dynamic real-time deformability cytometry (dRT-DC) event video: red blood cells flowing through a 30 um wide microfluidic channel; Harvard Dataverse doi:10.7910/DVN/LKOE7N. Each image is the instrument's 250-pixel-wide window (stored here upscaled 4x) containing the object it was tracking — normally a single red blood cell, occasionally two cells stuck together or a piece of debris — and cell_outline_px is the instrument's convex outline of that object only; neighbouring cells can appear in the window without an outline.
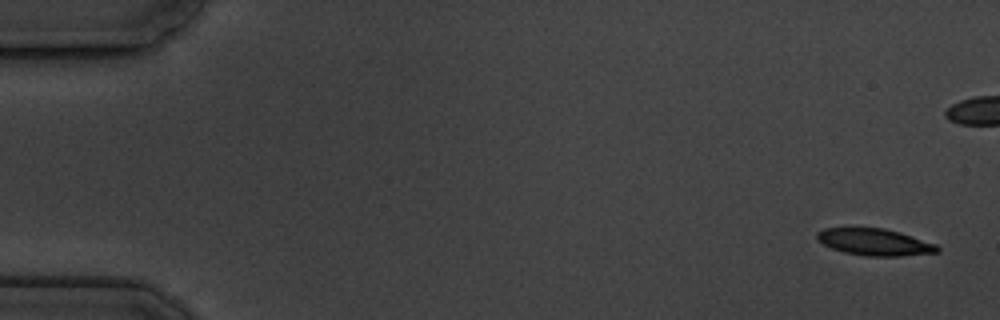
{"species": "common noctule bat (a hibernating species)", "species_latin": "Nyctalus noctula", "temperature_condition": "cold", "stored_images_in_passage": 5, "camera_frame_rate_fps": 3000, "um_per_image_px": 0.085, "animal": {"sex": "male", "body_mass_g": 19.5, "forearm_length_mm": 54.6}, "frame": {"image": 1, "passage_image": 1, "time_ms": 0.0, "image_size_px": [1000, 320], "cell_outline_px": [[940, 252], [900, 256], [864, 256], [844, 252], [832, 248], [816, 240], [816, 232], [824, 228], [884, 228], [900, 232], [936, 244], [940, 248]], "centroid_in_image_um": [74.34, 20.58], "position_along_channel_um": 10.7, "area_um2": 18.84}}